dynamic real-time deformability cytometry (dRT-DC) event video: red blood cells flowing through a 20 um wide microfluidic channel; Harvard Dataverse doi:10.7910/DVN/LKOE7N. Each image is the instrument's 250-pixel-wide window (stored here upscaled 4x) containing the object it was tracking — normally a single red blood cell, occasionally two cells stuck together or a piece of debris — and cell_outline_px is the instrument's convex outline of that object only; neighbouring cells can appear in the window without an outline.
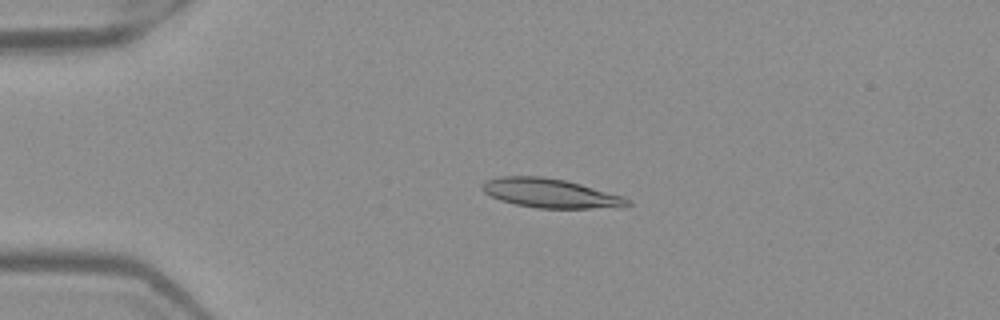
{"species": "Egyptian fruit bat (a non-hibernating species)", "species_latin": "Rousettus aegyptiacus", "temperature_condition": "warm", "stored_images_in_passage": 41, "camera_frame_rate_fps": 3000, "um_per_image_px": 0.085, "frame": {"image": 1, "passage_image": 2, "time_ms": 0.333, "image_size_px": [1000, 320], "cell_outline_px": [[632, 204], [624, 208], [536, 208], [516, 204], [500, 200], [484, 192], [480, 188], [480, 184], [484, 180], [500, 176], [544, 176], [564, 180], [580, 184], [624, 196], [632, 200]], "centroid_in_image_um": [46.82, 16.43], "position_along_channel_um": 38.2, "area_um2": 25.03}}
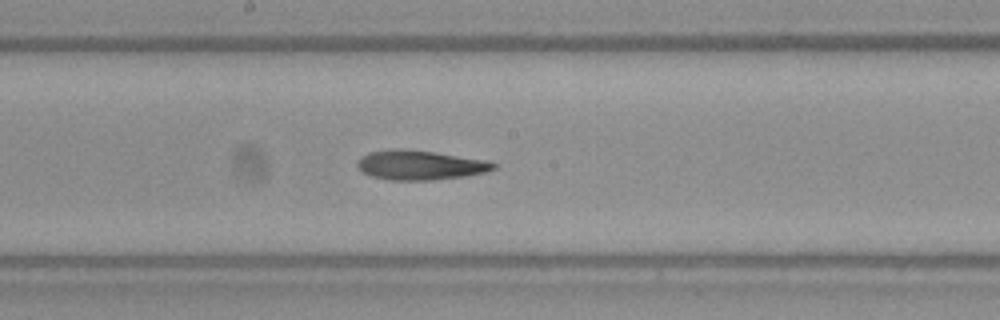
{"frame": {"image": 2, "passage_image": 18, "time_ms": 5.667, "image_size_px": [1000, 320], "cell_outline_px": [[496, 168], [484, 172], [464, 176], [432, 180], [392, 180], [372, 176], [360, 172], [356, 164], [368, 152], [396, 148], [400, 148], [436, 152], [488, 160], [496, 164]], "centroid_in_image_um": [35.7, 14.02], "position_along_channel_um": 212.5, "area_um2": 23.41}}
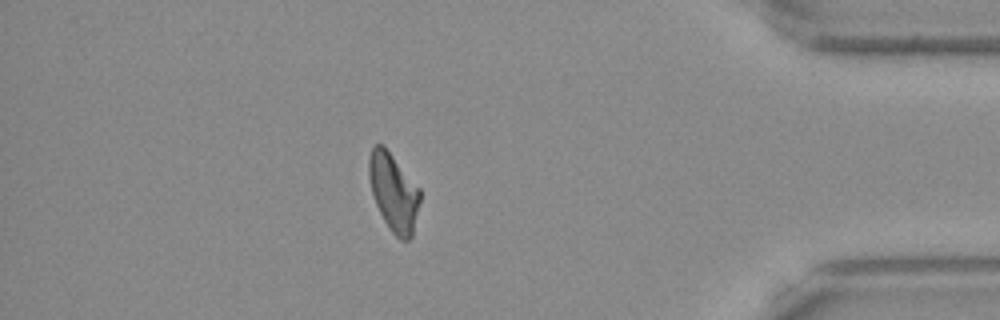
{"frame": {"image": 3, "passage_image": 35, "time_ms": 11.333, "image_size_px": [1000, 320], "cell_outline_px": [[420, 200], [412, 236], [408, 240], [400, 240], [392, 232], [384, 220], [376, 204], [372, 192], [368, 176], [368, 160], [372, 148], [376, 144], [384, 144], [420, 188]], "centroid_in_image_um": [33.45, 16.31], "position_along_channel_um": 401.7, "area_um2": 23.18}, "authors_computed_cell_mechanics": {"area_um2": 23.5824, "velocity_mm_per_s": 3.9973, "shape_relaxation_time_tau1_ms": 7.6474, "shape_relaxation_time_tau2_ms": 4.3344, "deformation_change_tau1": 0.2516, "deformation_change_tau2": 0.1565}}